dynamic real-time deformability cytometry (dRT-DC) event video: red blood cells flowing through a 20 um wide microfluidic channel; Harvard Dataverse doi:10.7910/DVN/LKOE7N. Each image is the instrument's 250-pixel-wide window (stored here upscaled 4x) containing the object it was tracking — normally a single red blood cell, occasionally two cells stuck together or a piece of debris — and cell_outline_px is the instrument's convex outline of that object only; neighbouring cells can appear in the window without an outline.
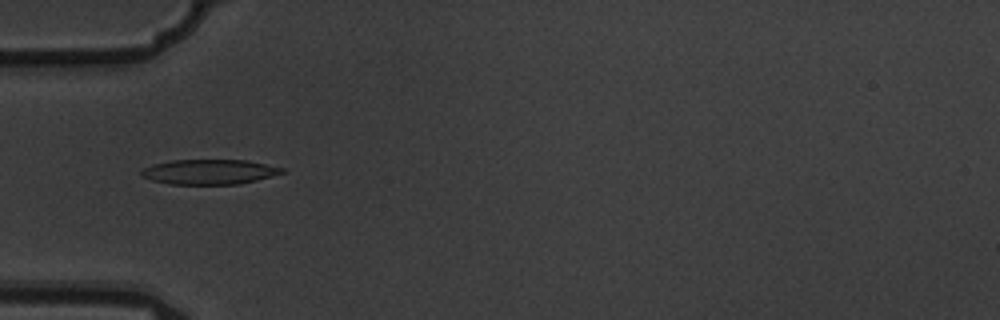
{"species": "common noctule bat (a hibernating species)", "species_latin": "Nyctalus noctula", "temperature_condition": "warm", "stored_images_in_passage": 7, "camera_frame_rate_fps": 3000, "um_per_image_px": 0.085, "animal": {"sex": "male", "body_mass_g": 19.5, "forearm_length_mm": 54.6}, "frame": {"image": 1, "passage_image": 5, "time_ms": 1.333, "image_size_px": [1000, 320], "cell_outline_px": [[288, 172], [256, 180], [236, 184], [168, 184], [152, 180], [140, 176], [140, 172], [144, 168], [152, 164], [172, 160], [248, 160], [284, 168]], "centroid_in_image_um": [17.8, 14.6], "position_along_channel_um": 67.2, "area_um2": 20.52}}
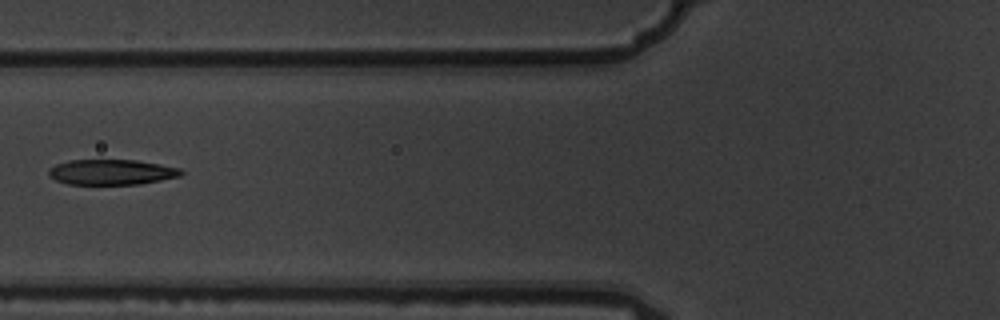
{"frame": {"image": 2, "passage_image": 6, "time_ms": 1.667, "image_size_px": [1000, 320], "cell_outline_px": [[184, 172], [180, 176], [140, 184], [68, 184], [56, 180], [48, 176], [48, 168], [56, 164], [68, 160], [136, 160], [160, 164], [180, 168]], "centroid_in_image_um": [9.46, 14.62], "position_along_channel_um": 116.3, "area_um2": 19.59}}
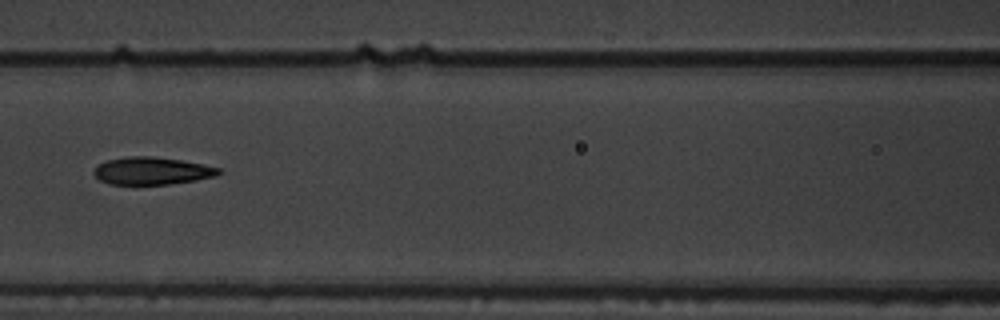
{"frame": {"image": 3, "passage_image": 7, "time_ms": 2.0, "image_size_px": [1000, 320], "cell_outline_px": [[220, 172], [216, 176], [196, 180], [168, 184], [108, 184], [100, 180], [92, 172], [96, 164], [104, 160], [128, 156], [152, 156], [180, 160], [220, 168]], "centroid_in_image_um": [12.84, 14.51], "position_along_channel_um": 153.8, "area_um2": 20.0}}